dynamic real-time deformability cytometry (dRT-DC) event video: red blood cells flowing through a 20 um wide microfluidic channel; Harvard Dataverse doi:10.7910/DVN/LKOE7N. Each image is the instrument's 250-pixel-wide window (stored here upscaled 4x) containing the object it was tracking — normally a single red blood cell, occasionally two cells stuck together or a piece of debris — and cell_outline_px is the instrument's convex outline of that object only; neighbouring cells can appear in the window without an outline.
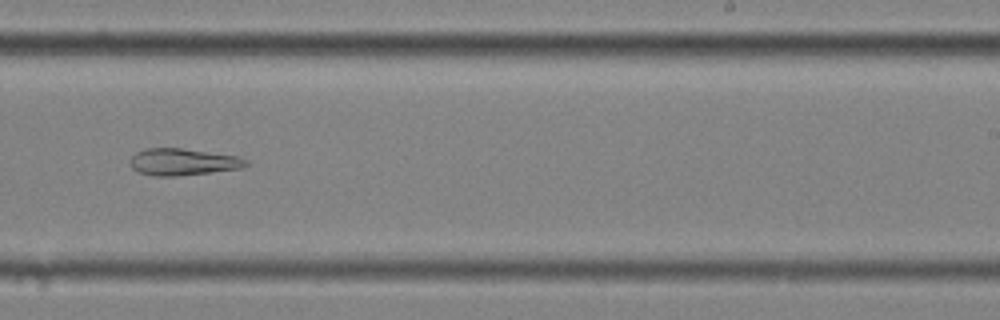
{"species": "common noctule bat (a hibernating species)", "species_latin": "Nyctalus noctula", "temperature_condition": "cold", "stored_images_in_passage": 50, "camera_frame_rate_fps": 3000, "um_per_image_px": 0.085, "animal": {"sex": "female", "body_mass_g": 25.1}, "frame": {"image": 1, "passage_image": 29, "time_ms": 9.333, "image_size_px": [1000, 320], "cell_outline_px": [[248, 164], [244, 168], [212, 172], [176, 176], [152, 176], [140, 172], [132, 168], [132, 156], [136, 152], [144, 148], [184, 148], [236, 156], [248, 160]], "centroid_in_image_um": [15.57, 13.76], "position_along_channel_um": 273.4, "area_um2": 18.09}}